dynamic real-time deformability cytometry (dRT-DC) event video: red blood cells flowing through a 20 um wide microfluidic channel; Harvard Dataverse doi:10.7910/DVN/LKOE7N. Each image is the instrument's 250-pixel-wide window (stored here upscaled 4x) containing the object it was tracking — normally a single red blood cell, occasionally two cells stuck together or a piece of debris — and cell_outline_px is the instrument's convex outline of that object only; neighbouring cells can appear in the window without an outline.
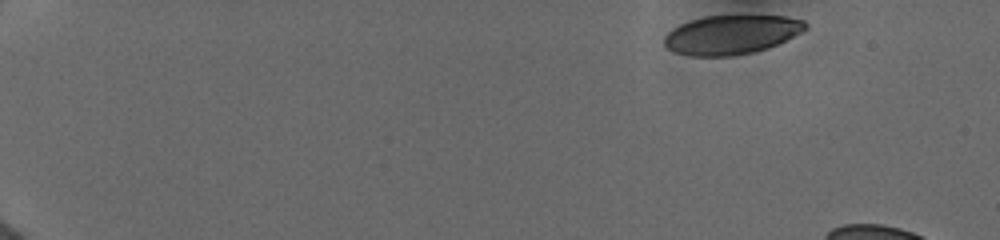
{"species": "human", "species_latin": "Homo sapiens", "temperature_condition": "cold", "stored_images_in_passage": 10, "camera_frame_rate_fps": 3000, "um_per_image_px": 0.085, "donor": {"sex": "female"}, "frame": {"image": 1, "passage_image": 1, "time_ms": 0.0, "image_size_px": [1000, 240], "cell_outline_px": [[808, 28], [768, 48], [752, 52], [732, 56], [692, 56], [676, 52], [668, 48], [664, 44], [664, 36], [672, 28], [688, 20], [704, 16], [784, 16], [804, 20], [808, 24]], "centroid_in_image_um": [62.14, 2.94], "position_along_channel_um": 22.9, "area_um2": 32.02}}
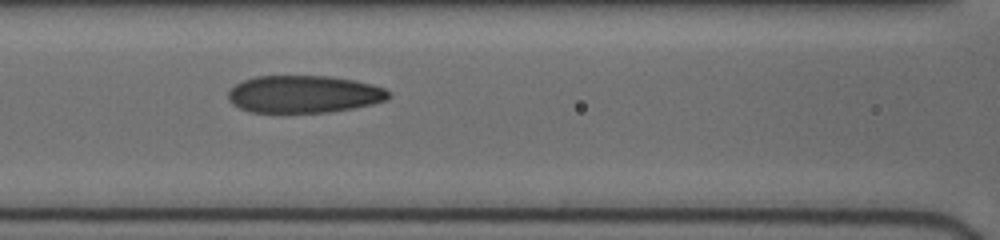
{"frame": {"image": 2, "passage_image": 8, "time_ms": 6.667, "image_size_px": [1000, 240], "cell_outline_px": [[392, 96], [388, 100], [372, 104], [352, 108], [328, 112], [248, 112], [232, 104], [228, 100], [228, 92], [236, 84], [244, 80], [256, 76], [328, 76], [356, 80], [372, 84], [384, 88], [392, 92]], "centroid_in_image_um": [25.86, 8.0], "position_along_channel_um": 140.7, "area_um2": 35.14}}
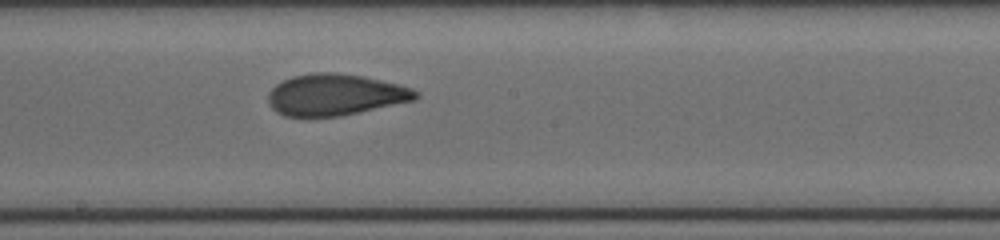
{"frame": {"image": 3, "passage_image": 10, "time_ms": 8.667, "image_size_px": [1000, 240], "cell_outline_px": [[420, 96], [416, 100], [340, 116], [284, 116], [276, 112], [268, 104], [268, 92], [276, 84], [292, 76], [316, 72], [332, 72], [364, 76], [400, 84], [412, 88], [420, 92]], "centroid_in_image_um": [28.52, 8.05], "position_along_channel_um": 219.7, "area_um2": 35.84}}